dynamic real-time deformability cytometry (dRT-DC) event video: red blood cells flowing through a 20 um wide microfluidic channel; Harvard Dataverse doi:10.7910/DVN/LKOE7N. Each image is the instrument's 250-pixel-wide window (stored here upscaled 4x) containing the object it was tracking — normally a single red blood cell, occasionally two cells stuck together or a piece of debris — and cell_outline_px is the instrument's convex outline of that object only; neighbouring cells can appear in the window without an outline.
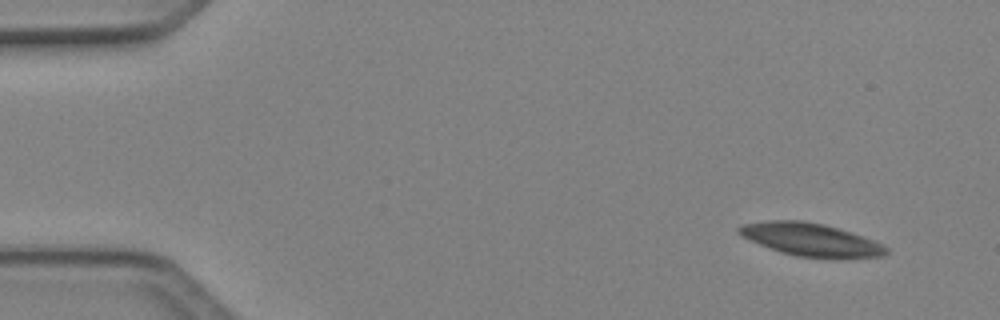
{"species": "Egyptian fruit bat (a non-hibernating species)", "species_latin": "Rousettus aegyptiacus", "temperature_condition": "cold", "stored_images_in_passage": 4, "camera_frame_rate_fps": 3000, "um_per_image_px": 0.085, "animal": {"sex": "female"}, "frame": {"image": 1, "passage_image": 1, "time_ms": 0.0, "image_size_px": [1000, 320], "cell_outline_px": [[888, 252], [884, 256], [796, 256], [780, 252], [760, 244], [736, 232], [736, 228], [744, 224], [768, 220], [804, 220], [824, 224], [872, 240], [888, 248]], "centroid_in_image_um": [68.83, 20.33], "position_along_channel_um": 16.2, "area_um2": 27.05}}
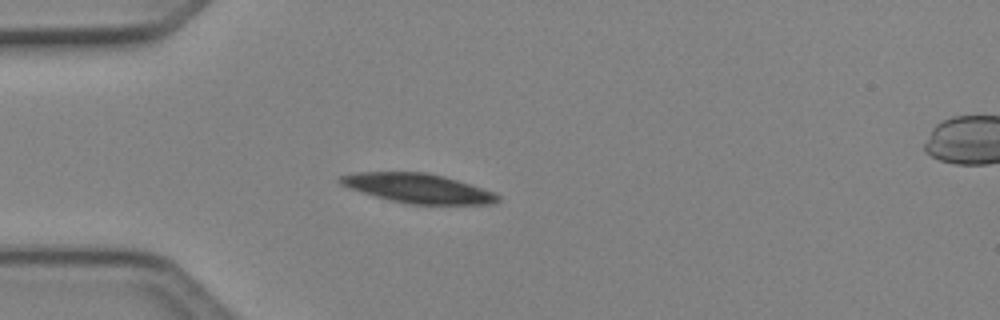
{"frame": {"image": 2, "passage_image": 4, "time_ms": 1.0, "image_size_px": [1000, 320], "cell_outline_px": [[500, 200], [492, 204], [408, 204], [376, 196], [348, 188], [340, 184], [336, 180], [340, 176], [352, 172], [424, 172], [444, 176], [496, 192], [500, 196]], "centroid_in_image_um": [35.52, 16.0], "position_along_channel_um": 49.5, "area_um2": 26.99}}